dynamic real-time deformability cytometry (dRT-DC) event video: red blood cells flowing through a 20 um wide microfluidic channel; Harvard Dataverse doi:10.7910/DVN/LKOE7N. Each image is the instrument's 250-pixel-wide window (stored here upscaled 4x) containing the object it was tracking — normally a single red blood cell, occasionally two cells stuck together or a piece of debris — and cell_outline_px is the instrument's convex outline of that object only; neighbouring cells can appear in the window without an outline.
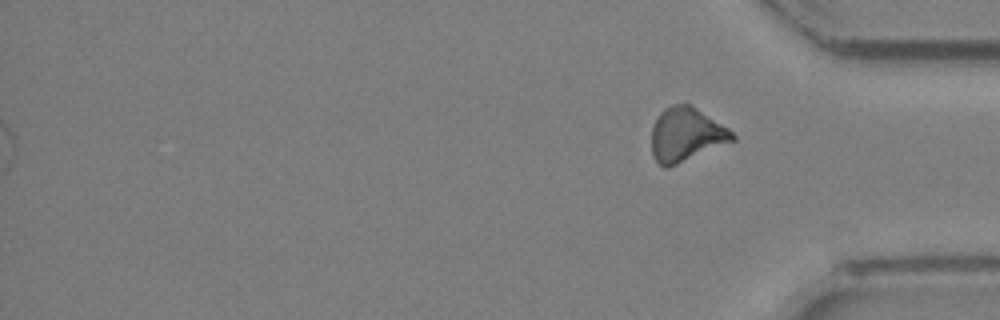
{"species": "Egyptian fruit bat (a non-hibernating species)", "species_latin": "Rousettus aegyptiacus", "temperature_condition": "room temperature", "stored_images_in_passage": 20, "segment_of_instrument_passage": [2, 2], "camera_frame_rate_fps": 3000, "um_per_image_px": 0.085, "animal": {"sex": "female"}, "frame": {"image": 1, "passage_image": 20, "time_ms": 6.333, "image_size_px": [1000, 320], "cell_outline_px": [[736, 140], [668, 168], [664, 168], [652, 156], [652, 128], [660, 112], [664, 108], [672, 104], [688, 104], [696, 108], [728, 128], [736, 136]], "centroid_in_image_um": [58.31, 11.46], "position_along_channel_um": 376.9, "area_um2": 25.26}}